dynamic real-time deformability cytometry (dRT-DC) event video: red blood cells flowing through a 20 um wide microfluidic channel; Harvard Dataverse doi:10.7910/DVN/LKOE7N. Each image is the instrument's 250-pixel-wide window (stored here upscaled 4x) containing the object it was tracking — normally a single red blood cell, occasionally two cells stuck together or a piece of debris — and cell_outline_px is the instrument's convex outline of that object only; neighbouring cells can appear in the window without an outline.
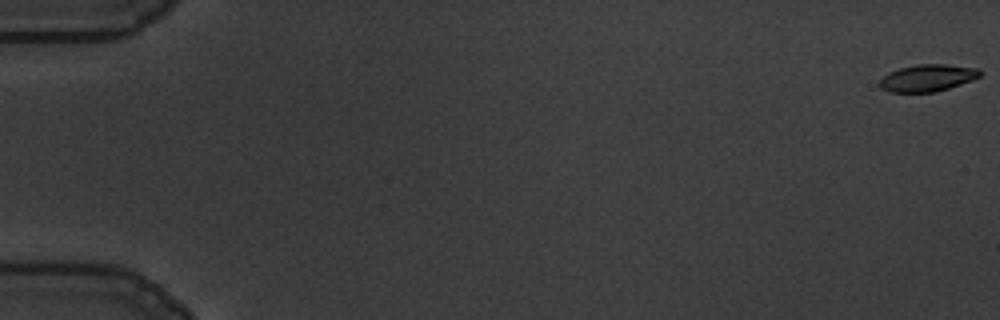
{"species": "common noctule bat (a hibernating species)", "species_latin": "Nyctalus noctula", "temperature_condition": "warm", "stored_images_in_passage": 60, "camera_frame_rate_fps": 3000, "um_per_image_px": 0.085, "animal": {"sex": "male", "body_mass_g": 19.5, "forearm_length_mm": 54.6}, "frame": {"image": 1, "passage_image": 1, "time_ms": 0.0, "image_size_px": [1000, 320], "cell_outline_px": [[980, 76], [972, 80], [936, 92], [888, 92], [880, 88], [880, 80], [888, 72], [900, 68], [916, 64], [944, 64], [980, 68]], "centroid_in_image_um": [78.83, 6.62], "position_along_channel_um": 6.2, "area_um2": 15.78}}
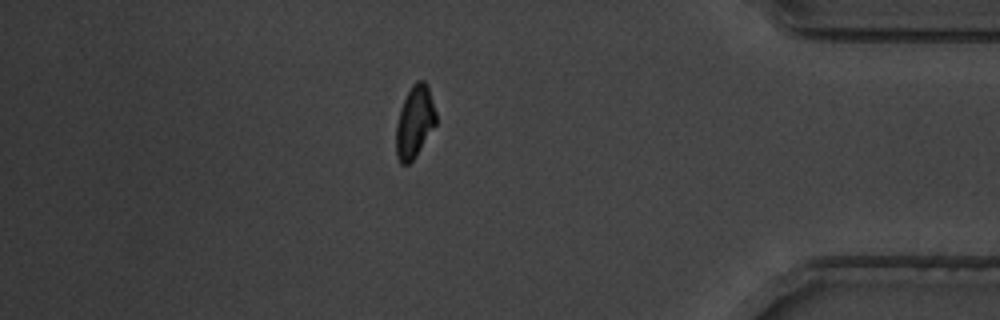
{"frame": {"image": 2, "passage_image": 52, "time_ms": 17.0, "image_size_px": [1000, 320], "cell_outline_px": [[436, 124], [416, 156], [408, 164], [400, 164], [396, 156], [396, 124], [400, 108], [412, 84], [416, 80], [424, 80], [428, 88], [436, 112]], "centroid_in_image_um": [35.23, 10.37], "position_along_channel_um": 400.0, "area_um2": 16.7}}
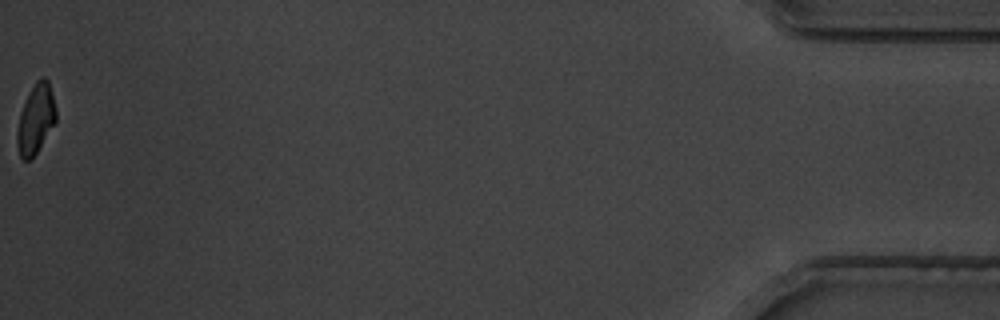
{"frame": {"image": 3, "passage_image": 60, "time_ms": 19.667, "image_size_px": [1000, 320], "cell_outline_px": [[56, 120], [36, 152], [28, 160], [24, 160], [20, 156], [16, 144], [16, 132], [20, 112], [28, 92], [36, 80], [40, 76], [44, 76], [48, 80], [56, 108]], "centroid_in_image_um": [3.01, 10.06], "position_along_channel_um": 432.2, "area_um2": 15.66}, "authors_computed_cell_mechanics": {"area_um2": 16.8487, "velocity_mm_per_s": 3.5163, "shape_relaxation_time_tau1_ms": 3.751, "shape_relaxation_time_tau2_ms": 2.0667, "deformation_change_tau1": 0.1519, "deformation_change_tau2": 0.0717}}